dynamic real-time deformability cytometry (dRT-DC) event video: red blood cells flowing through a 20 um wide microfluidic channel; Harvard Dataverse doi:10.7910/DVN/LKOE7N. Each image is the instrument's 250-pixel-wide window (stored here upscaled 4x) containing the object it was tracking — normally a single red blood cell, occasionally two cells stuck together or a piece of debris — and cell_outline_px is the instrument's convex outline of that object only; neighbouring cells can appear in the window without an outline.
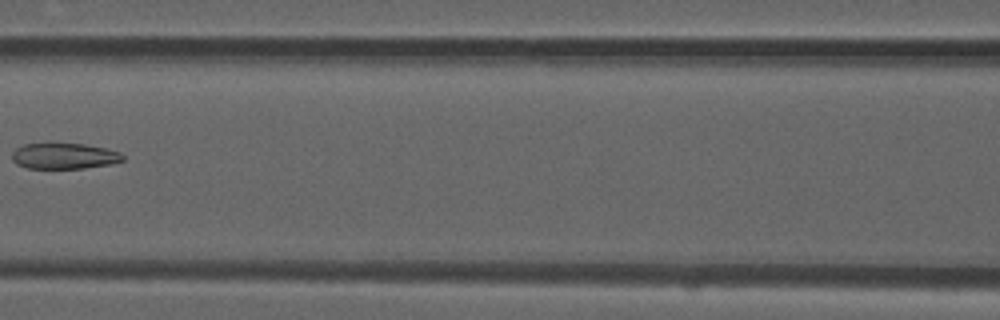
{"species": "common noctule bat (a hibernating species)", "species_latin": "Nyctalus noctula", "temperature_condition": "room temperature", "stored_images_in_passage": 6, "camera_frame_rate_fps": 3000, "um_per_image_px": 0.085, "animal": {"sex": "male", "forearm_length_mm": 52.5}, "frame": {"image": 1, "passage_image": 5, "time_ms": 1.333, "image_size_px": [1000, 320], "cell_outline_px": [[124, 160], [112, 164], [84, 168], [28, 168], [16, 164], [12, 160], [12, 152], [16, 148], [24, 144], [84, 144], [104, 148], [120, 152], [124, 156]], "centroid_in_image_um": [5.46, 13.27], "position_along_channel_um": 161.1, "area_um2": 16.59}}
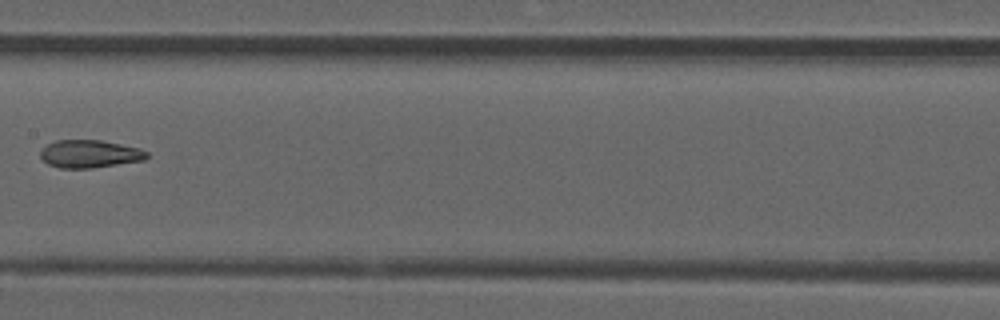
{"frame": {"image": 2, "passage_image": 6, "time_ms": 1.667, "image_size_px": [1000, 320], "cell_outline_px": [[148, 156], [144, 160], [92, 168], [60, 168], [48, 164], [40, 156], [40, 148], [56, 140], [100, 140], [140, 148], [148, 152]], "centroid_in_image_um": [7.61, 13.08], "position_along_channel_um": 199.8, "area_um2": 17.22}}